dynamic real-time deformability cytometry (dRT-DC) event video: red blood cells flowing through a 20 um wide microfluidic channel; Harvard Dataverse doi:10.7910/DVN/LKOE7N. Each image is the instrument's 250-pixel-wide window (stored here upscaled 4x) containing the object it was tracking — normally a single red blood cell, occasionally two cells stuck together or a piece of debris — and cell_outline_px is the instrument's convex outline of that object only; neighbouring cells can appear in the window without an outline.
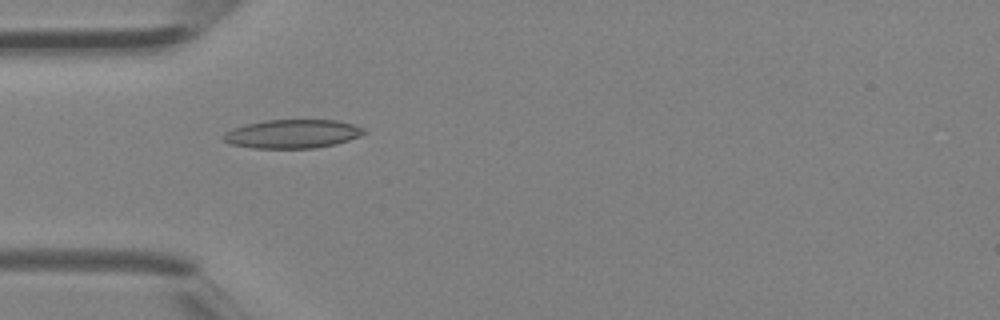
{"species": "Egyptian fruit bat (a non-hibernating species)", "species_latin": "Rousettus aegyptiacus", "temperature_condition": "room temperature", "stored_images_in_passage": 2, "camera_frame_rate_fps": 3000, "um_per_image_px": 0.085, "animal": {"sex": "female"}, "frame": {"image": 1, "passage_image": 2, "time_ms": 0.333, "image_size_px": [1000, 320], "cell_outline_px": [[364, 132], [360, 136], [336, 144], [316, 148], [252, 148], [232, 144], [224, 140], [224, 132], [232, 128], [264, 120], [336, 120], [352, 124], [364, 128]], "centroid_in_image_um": [24.86, 11.38], "position_along_channel_um": 60.1, "area_um2": 23.35}}